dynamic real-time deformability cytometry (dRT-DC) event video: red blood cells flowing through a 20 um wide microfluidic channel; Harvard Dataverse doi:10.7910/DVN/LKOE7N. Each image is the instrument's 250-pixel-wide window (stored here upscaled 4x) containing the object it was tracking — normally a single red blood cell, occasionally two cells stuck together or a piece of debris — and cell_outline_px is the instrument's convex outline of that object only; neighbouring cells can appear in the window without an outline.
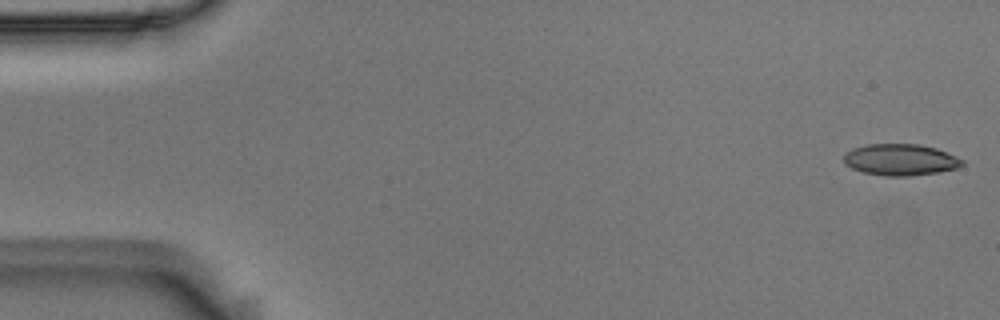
{"species": "Egyptian fruit bat (a non-hibernating species)", "species_latin": "Rousettus aegyptiacus", "temperature_condition": "room temperature", "stored_images_in_passage": 4, "camera_frame_rate_fps": 3000, "um_per_image_px": 0.085, "animal": {"sex": "male"}, "frame": {"image": 1, "passage_image": 1, "time_ms": 0.0, "image_size_px": [1000, 320], "cell_outline_px": [[964, 164], [956, 168], [936, 172], [908, 176], [888, 176], [864, 172], [852, 168], [844, 164], [844, 156], [852, 148], [864, 144], [920, 144], [936, 148], [956, 156], [964, 160]], "centroid_in_image_um": [76.53, 13.56], "position_along_channel_um": 8.5, "area_um2": 21.62}}
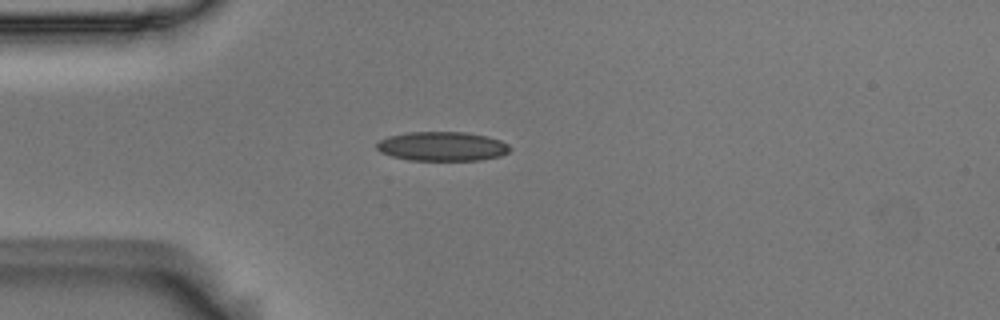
{"frame": {"image": 2, "passage_image": 4, "time_ms": 1.0, "image_size_px": [1000, 320], "cell_outline_px": [[512, 148], [508, 152], [500, 156], [480, 160], [408, 160], [392, 156], [380, 152], [376, 148], [376, 144], [380, 140], [388, 136], [408, 132], [464, 132], [488, 136], [500, 140], [508, 144]], "centroid_in_image_um": [37.59, 12.44], "position_along_channel_um": 47.4, "area_um2": 22.77}}